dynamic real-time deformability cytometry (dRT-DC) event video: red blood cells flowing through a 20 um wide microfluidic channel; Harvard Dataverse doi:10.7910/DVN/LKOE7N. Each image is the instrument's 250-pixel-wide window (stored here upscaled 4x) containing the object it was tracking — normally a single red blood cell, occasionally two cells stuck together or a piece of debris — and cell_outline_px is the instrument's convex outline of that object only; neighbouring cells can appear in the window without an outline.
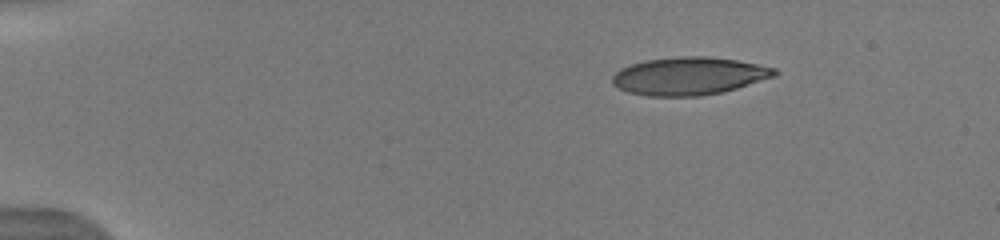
{"species": "human", "species_latin": "Homo sapiens", "temperature_condition": "warm", "stored_images_in_passage": 25, "camera_frame_rate_fps": 3000, "um_per_image_px": 0.085, "donor": {"sex": "male"}, "frame": {"image": 1, "passage_image": 1, "time_ms": 0.0, "image_size_px": [1000, 240], "cell_outline_px": [[780, 72], [776, 76], [736, 88], [720, 92], [700, 96], [648, 96], [628, 92], [612, 84], [612, 76], [620, 68], [644, 60], [676, 56], [708, 56], [736, 60], [760, 64], [776, 68]], "centroid_in_image_um": [58.58, 6.45], "position_along_channel_um": 26.4, "area_um2": 35.89}}
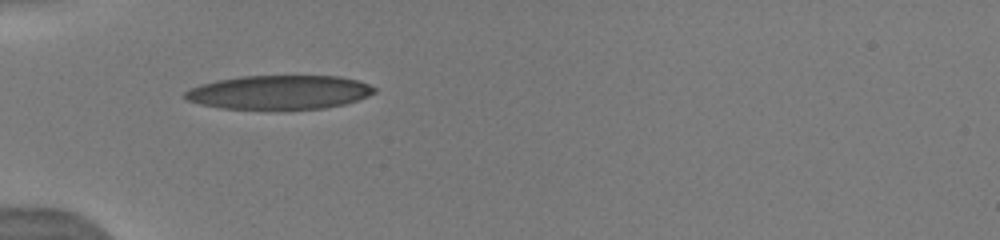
{"frame": {"image": 2, "passage_image": 14, "time_ms": 3.0, "image_size_px": [1000, 240], "cell_outline_px": [[376, 92], [368, 96], [344, 104], [324, 108], [220, 108], [200, 104], [188, 100], [184, 96], [184, 92], [188, 88], [200, 84], [216, 80], [240, 76], [340, 76], [360, 80], [376, 88]], "centroid_in_image_um": [23.74, 7.82], "position_along_channel_um": 61.3, "area_um2": 37.28}}